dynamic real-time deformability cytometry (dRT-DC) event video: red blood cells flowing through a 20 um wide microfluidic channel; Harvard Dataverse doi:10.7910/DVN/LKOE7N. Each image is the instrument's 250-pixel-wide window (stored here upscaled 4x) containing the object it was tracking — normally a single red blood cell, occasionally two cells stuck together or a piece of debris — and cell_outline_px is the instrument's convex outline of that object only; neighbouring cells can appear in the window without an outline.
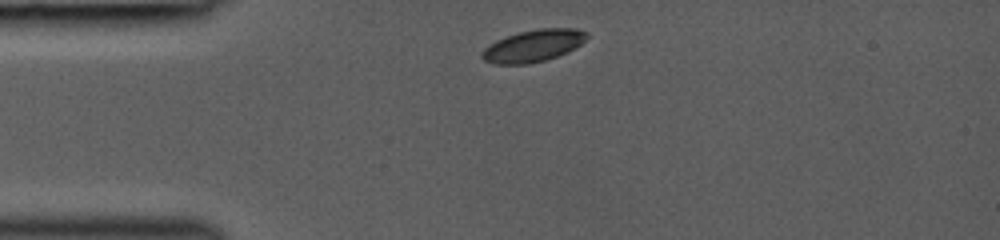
{"species": "common noctule bat (a hibernating species)", "species_latin": "Nyctalus noctula", "temperature_condition": "room temperature", "stored_images_in_passage": 6, "camera_frame_rate_fps": 3000, "um_per_image_px": 0.085, "animal": {"sex": "female", "body_mass_g": 19.0, "forearm_length_mm": 53.3}, "frame": {"image": 1, "passage_image": 1, "time_ms": 0.0, "image_size_px": [1000, 240], "cell_outline_px": [[588, 36], [580, 44], [568, 52], [544, 60], [528, 64], [492, 64], [484, 60], [480, 56], [480, 52], [488, 44], [504, 36], [520, 32], [540, 28], [576, 28], [588, 32]], "centroid_in_image_um": [45.29, 3.89], "position_along_channel_um": 39.7, "area_um2": 19.71}}
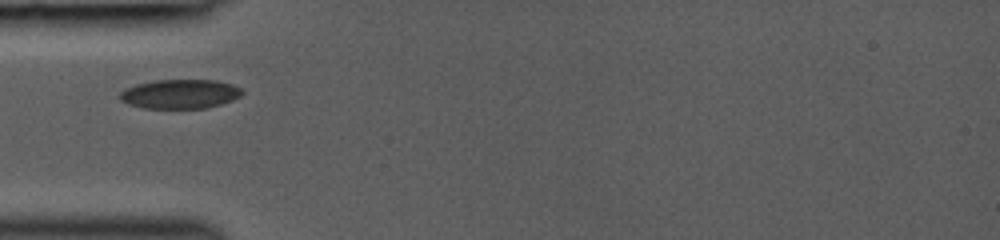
{"frame": {"image": 2, "passage_image": 4, "time_ms": 1.333, "image_size_px": [1000, 240], "cell_outline_px": [[244, 92], [240, 96], [232, 100], [220, 104], [204, 108], [144, 108], [128, 104], [120, 100], [120, 92], [136, 84], [156, 80], [216, 80], [232, 84], [240, 88]], "centroid_in_image_um": [15.31, 7.98], "position_along_channel_um": 69.7, "area_um2": 20.69}}